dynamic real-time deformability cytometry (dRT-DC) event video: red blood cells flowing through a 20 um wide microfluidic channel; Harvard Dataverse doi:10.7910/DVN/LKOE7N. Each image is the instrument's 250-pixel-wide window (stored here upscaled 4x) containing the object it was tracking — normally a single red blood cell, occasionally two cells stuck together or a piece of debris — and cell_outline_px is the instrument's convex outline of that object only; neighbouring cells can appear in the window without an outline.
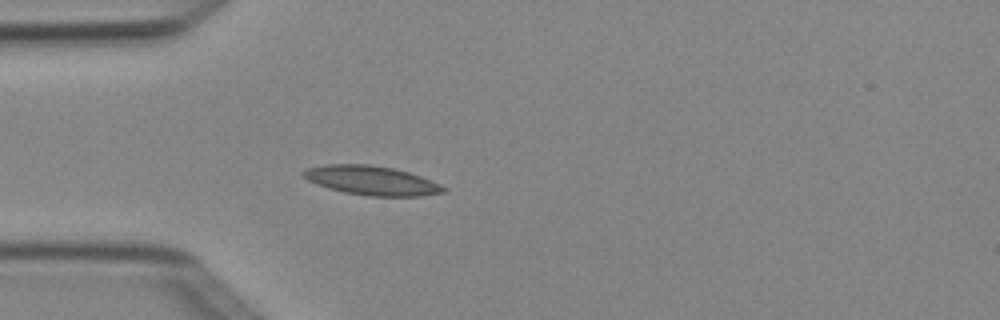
{"species": "Egyptian fruit bat (a non-hibernating species)", "species_latin": "Rousettus aegyptiacus", "temperature_condition": "cold", "stored_images_in_passage": 3, "camera_frame_rate_fps": 3000, "um_per_image_px": 0.085, "animal": {"sex": "female"}, "frame": {"image": 1, "passage_image": 3, "time_ms": 0.667, "image_size_px": [1000, 320], "cell_outline_px": [[448, 188], [444, 192], [420, 196], [368, 196], [344, 192], [328, 188], [308, 180], [300, 172], [308, 168], [328, 164], [368, 164], [392, 168], [408, 172], [420, 176], [440, 184]], "centroid_in_image_um": [31.59, 15.34], "position_along_channel_um": 53.4, "area_um2": 23.64}}